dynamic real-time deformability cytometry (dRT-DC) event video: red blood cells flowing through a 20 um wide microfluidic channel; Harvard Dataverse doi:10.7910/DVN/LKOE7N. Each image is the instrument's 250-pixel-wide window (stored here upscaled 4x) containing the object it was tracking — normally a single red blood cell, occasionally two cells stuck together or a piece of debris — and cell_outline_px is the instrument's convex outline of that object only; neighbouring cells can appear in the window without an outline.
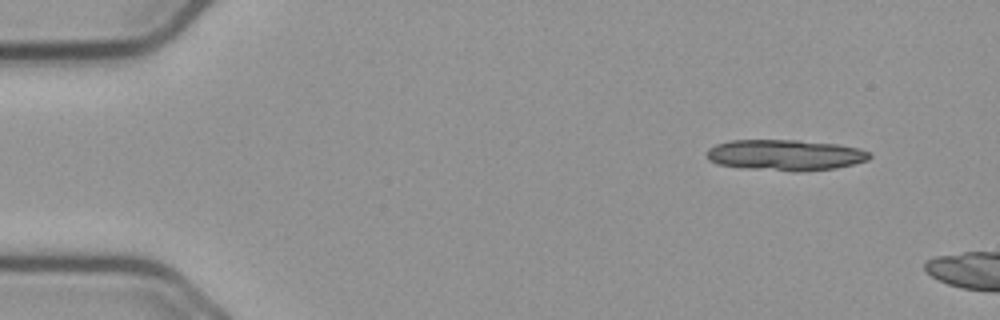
{"species": "common noctule bat (a hibernating species)", "species_latin": "Nyctalus noctula", "temperature_condition": "cold", "stored_images_in_passage": 5, "camera_frame_rate_fps": 3000, "um_per_image_px": 0.085, "animal": {"sex": "male", "body_mass_g": 23.1, "forearm_length_mm": 52.7}, "frame": {"image": 1, "passage_image": 1, "time_ms": 0.0, "image_size_px": [1000, 320], "cell_outline_px": [[872, 156], [868, 160], [836, 168], [796, 172], [792, 172], [744, 168], [720, 164], [708, 160], [708, 148], [716, 144], [732, 140], [796, 140], [836, 144], [860, 148], [872, 152]], "centroid_in_image_um": [66.79, 13.18], "position_along_channel_um": 18.2, "area_um2": 29.42}}